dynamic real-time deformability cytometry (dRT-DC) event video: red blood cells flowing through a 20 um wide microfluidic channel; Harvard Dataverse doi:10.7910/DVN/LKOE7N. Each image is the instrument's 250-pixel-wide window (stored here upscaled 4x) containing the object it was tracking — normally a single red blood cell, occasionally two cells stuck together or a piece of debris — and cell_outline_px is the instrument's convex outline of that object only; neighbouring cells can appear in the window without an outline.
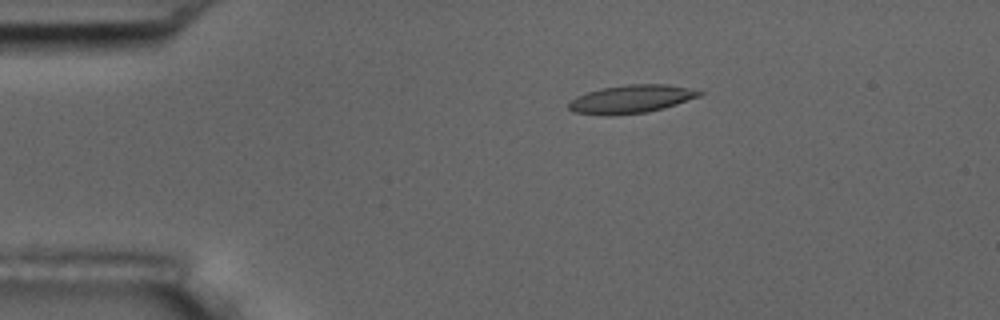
{"species": "common noctule bat (a hibernating species)", "species_latin": "Nyctalus noctula", "temperature_condition": "room temperature", "stored_images_in_passage": 4, "camera_frame_rate_fps": 3000, "um_per_image_px": 0.085, "animal": {"sex": "male", "body_mass_g": 17.5, "forearm_length_mm": 52.3}, "frame": {"image": 1, "passage_image": 3, "time_ms": 0.667, "image_size_px": [1000, 320], "cell_outline_px": [[704, 92], [700, 96], [664, 108], [644, 112], [608, 116], [604, 116], [572, 112], [568, 108], [568, 104], [576, 96], [600, 88], [628, 84], [668, 84], [688, 88]], "centroid_in_image_um": [53.61, 8.42], "position_along_channel_um": 31.4, "area_um2": 21.44}}